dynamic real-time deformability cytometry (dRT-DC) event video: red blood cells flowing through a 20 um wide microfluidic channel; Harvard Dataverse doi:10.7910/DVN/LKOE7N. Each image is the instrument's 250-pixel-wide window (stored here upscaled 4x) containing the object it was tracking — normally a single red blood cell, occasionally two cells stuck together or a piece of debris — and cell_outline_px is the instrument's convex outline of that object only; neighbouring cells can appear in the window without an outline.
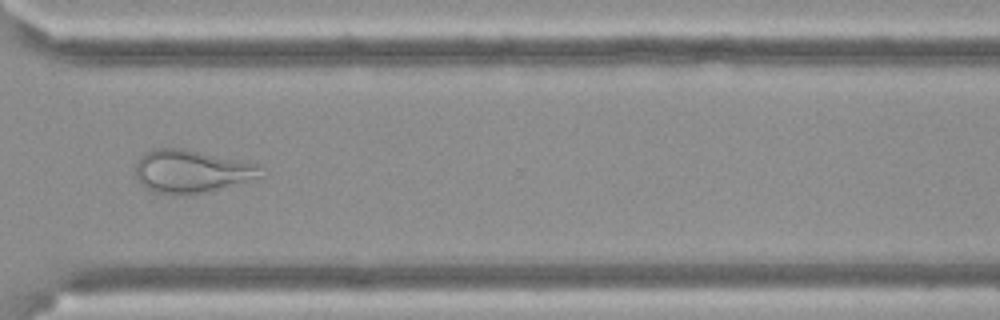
{"species": "Egyptian fruit bat (a non-hibernating species)", "species_latin": "Rousettus aegyptiacus", "temperature_condition": "cold", "stored_images_in_passage": 14, "camera_frame_rate_fps": 3000, "um_per_image_px": 0.085, "frame": {"image": 1, "passage_image": 12, "time_ms": 3.667, "image_size_px": [1000, 320], "cell_outline_px": [[264, 176], [204, 192], [172, 196], [156, 192], [144, 188], [136, 176], [136, 164], [140, 156], [144, 152], [152, 148], [184, 148], [260, 164]], "centroid_in_image_um": [16.25, 14.55], "position_along_channel_um": 354.4, "area_um2": 31.5}}